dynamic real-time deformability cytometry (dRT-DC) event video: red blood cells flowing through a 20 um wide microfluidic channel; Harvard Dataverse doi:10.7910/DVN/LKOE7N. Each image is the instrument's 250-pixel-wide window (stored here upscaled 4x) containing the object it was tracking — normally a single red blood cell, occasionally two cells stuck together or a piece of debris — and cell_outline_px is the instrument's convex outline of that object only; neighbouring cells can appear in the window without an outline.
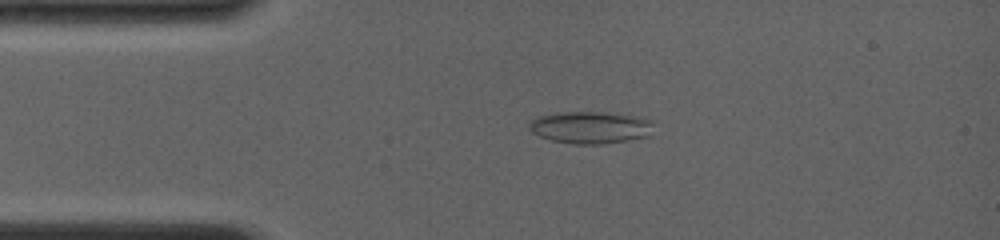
{"species": "common noctule bat (a hibernating species)", "species_latin": "Nyctalus noctula", "temperature_condition": "room temperature", "stored_images_in_passage": 34, "camera_frame_rate_fps": 4000, "um_per_image_px": 0.085, "animal": {"sex": "female", "body_mass_g": 19.0, "forearm_length_mm": 56.7}, "frame": {"image": 1, "passage_image": 7, "time_ms": 3.0, "image_size_px": [1000, 240], "cell_outline_px": [[656, 120], [652, 136], [628, 140], [600, 144], [572, 144], [552, 140], [540, 136], [532, 132], [528, 128], [528, 124], [536, 116], [560, 112], [604, 112], [640, 116]], "centroid_in_image_um": [50.27, 10.82], "position_along_channel_um": 34.7, "area_um2": 23.87}}
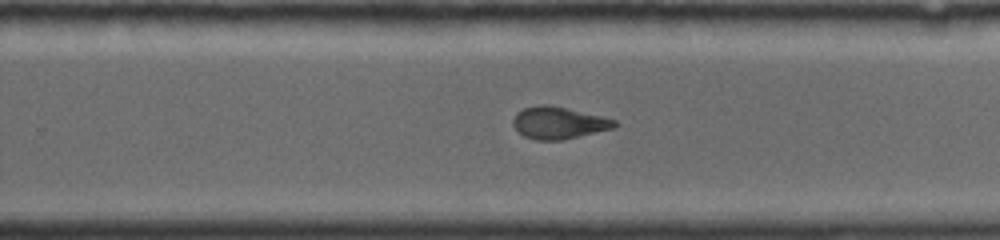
{"frame": {"image": 2, "passage_image": 22, "time_ms": 9.75, "image_size_px": [1000, 240], "cell_outline_px": [[616, 128], [560, 140], [536, 140], [524, 136], [512, 124], [512, 120], [516, 112], [524, 108], [540, 104], [548, 104], [600, 116], [616, 120]], "centroid_in_image_um": [47.46, 10.44], "position_along_channel_um": 282.3, "area_um2": 18.79}}
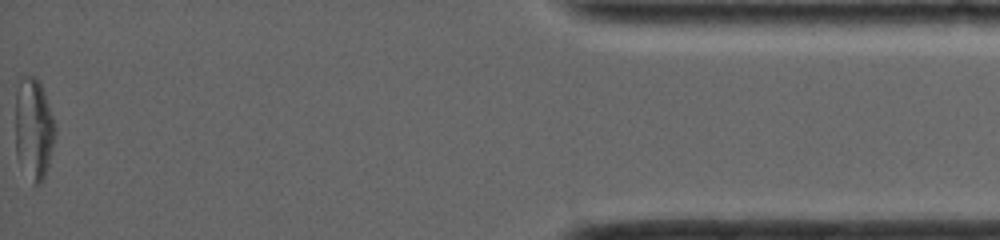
{"frame": {"image": 3, "passage_image": 34, "time_ms": 15.25, "image_size_px": [1000, 240], "cell_outline_px": [[56, 132], [48, 164], [44, 176], [40, 184], [32, 184], [16, 156], [16, 96], [20, 76], [36, 76], [40, 80], [56, 128]], "centroid_in_image_um": [2.85, 10.93], "position_along_channel_um": 432.3, "area_um2": 23.41}, "authors_computed_cell_mechanics": {"area_um2": 20.2878, "velocity_mm_per_s": 4.0884, "shape_relaxation_time_tau1_ms": null, "shape_relaxation_time_tau2_ms": 1.4671, "deformation_change_tau1": null, "deformation_change_tau2": 0.0745}}